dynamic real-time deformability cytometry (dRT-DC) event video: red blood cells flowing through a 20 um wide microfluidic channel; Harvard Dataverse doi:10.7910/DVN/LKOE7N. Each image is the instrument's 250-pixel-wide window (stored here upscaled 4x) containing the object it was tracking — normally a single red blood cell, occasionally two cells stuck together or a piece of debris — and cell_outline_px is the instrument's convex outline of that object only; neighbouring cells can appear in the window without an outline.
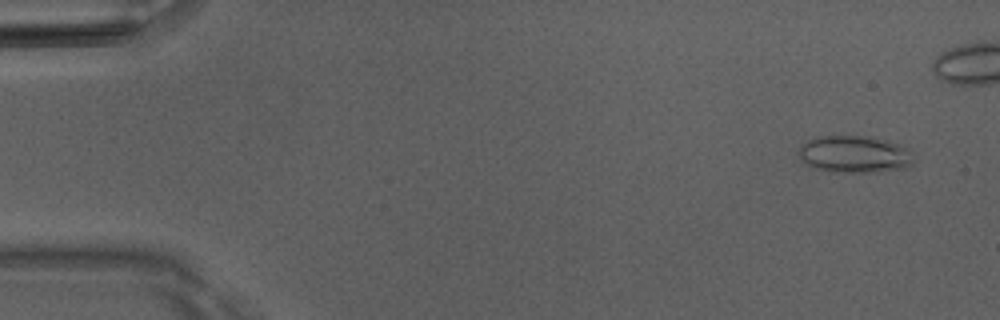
{"species": "Egyptian fruit bat (a non-hibernating species)", "species_latin": "Rousettus aegyptiacus", "temperature_condition": "room temperature", "stored_images_in_passage": 16, "camera_frame_rate_fps": 3000, "um_per_image_px": 0.085, "animal": {"sex": "male"}, "frame": {"image": 1, "passage_image": 3, "time_ms": 0.667, "image_size_px": [1000, 320], "cell_outline_px": [[912, 156], [908, 164], [904, 168], [880, 172], [828, 172], [812, 168], [800, 160], [800, 148], [808, 140], [816, 136], [868, 136], [888, 140], [900, 144], [908, 148], [912, 152]], "centroid_in_image_um": [72.61, 13.11], "position_along_channel_um": 12.4, "area_um2": 24.97}}